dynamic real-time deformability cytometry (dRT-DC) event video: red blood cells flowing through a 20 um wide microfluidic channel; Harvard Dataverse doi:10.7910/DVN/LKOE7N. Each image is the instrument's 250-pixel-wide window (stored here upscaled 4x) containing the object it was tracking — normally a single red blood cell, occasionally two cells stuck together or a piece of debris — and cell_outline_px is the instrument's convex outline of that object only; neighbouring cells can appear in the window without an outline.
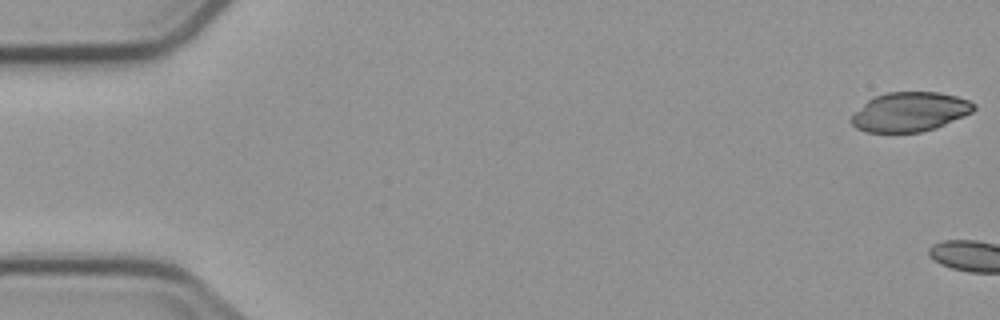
{"species": "common noctule bat (a hibernating species)", "species_latin": "Nyctalus noctula", "temperature_condition": "cold", "stored_images_in_passage": 4, "segment_of_instrument_passage": [2, 2], "camera_frame_rate_fps": 3000, "um_per_image_px": 0.085, "animal": {"sex": "male", "body_mass_g": 23.1, "forearm_length_mm": 52.7}, "frame": {"image": 1, "passage_image": 4, "time_ms": 3.667, "image_size_px": [1000, 320], "cell_outline_px": [[976, 108], [972, 112], [964, 116], [936, 128], [920, 132], [868, 132], [856, 128], [848, 120], [872, 96], [888, 92], [940, 92], [956, 96], [968, 100], [976, 104]], "centroid_in_image_um": [77.35, 9.5], "position_along_channel_um": 7.7, "area_um2": 28.09}}